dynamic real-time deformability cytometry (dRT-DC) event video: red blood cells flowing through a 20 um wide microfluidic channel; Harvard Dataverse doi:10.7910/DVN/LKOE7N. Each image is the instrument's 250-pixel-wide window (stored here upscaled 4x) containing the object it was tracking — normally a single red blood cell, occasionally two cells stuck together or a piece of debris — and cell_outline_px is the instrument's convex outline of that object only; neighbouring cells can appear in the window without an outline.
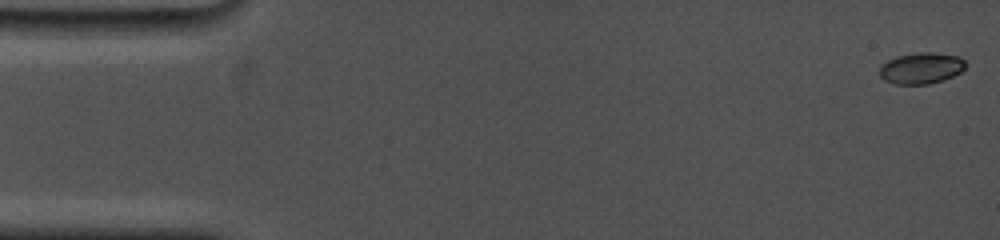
{"species": "common noctule bat (a hibernating species)", "species_latin": "Nyctalus noctula", "temperature_condition": "cold", "stored_images_in_passage": 40, "camera_frame_rate_fps": 5000, "um_per_image_px": 0.085, "animal": {"sex": "female", "body_mass_g": 19.0, "forearm_length_mm": 53.3}, "frame": {"image": 1, "passage_image": 1, "time_ms": 0.0, "image_size_px": [1000, 240], "cell_outline_px": [[964, 68], [960, 72], [952, 76], [928, 84], [896, 84], [884, 80], [880, 76], [880, 64], [896, 56], [920, 52], [932, 52], [960, 56], [964, 60]], "centroid_in_image_um": [78.27, 5.78], "position_along_channel_um": 6.7, "area_um2": 15.55}}
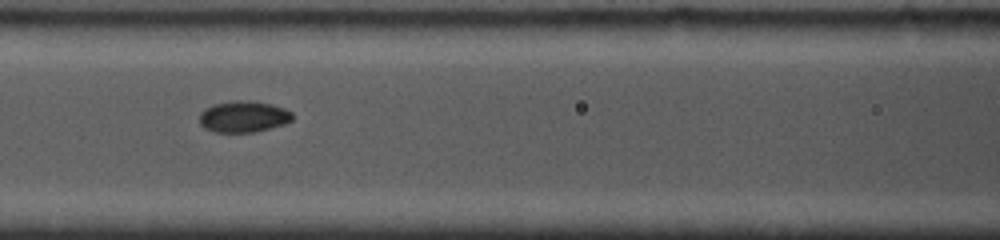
{"frame": {"image": 2, "passage_image": 22, "time_ms": 7.2, "image_size_px": [1000, 240], "cell_outline_px": [[292, 120], [284, 124], [252, 132], [216, 132], [204, 128], [200, 124], [200, 112], [204, 108], [212, 104], [236, 100], [248, 100], [272, 104], [284, 108], [292, 112]], "centroid_in_image_um": [20.67, 9.9], "position_along_channel_um": 145.9, "area_um2": 16.99}}
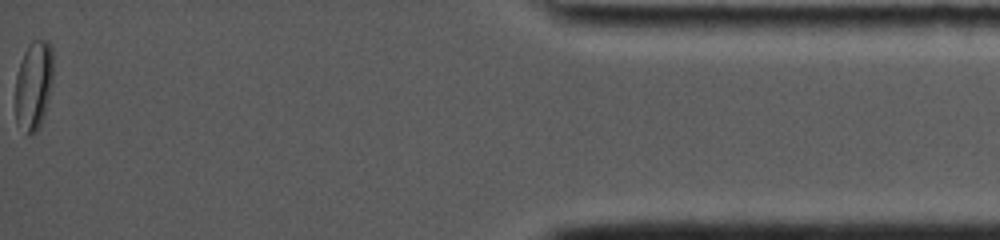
{"frame": {"image": 3, "passage_image": 40, "time_ms": 16.6, "image_size_px": [1000, 240], "cell_outline_px": [[52, 80], [48, 100], [44, 116], [36, 132], [28, 136], [16, 120], [16, 76], [20, 60], [24, 52], [32, 40], [48, 40], [52, 48]], "centroid_in_image_um": [2.86, 7.23], "position_along_channel_um": 432.3, "area_um2": 19.59}, "authors_computed_cell_mechanics": {"area_um2": 16.0684, "velocity_mm_per_s": 3.776, "shape_relaxation_time_tau1_ms": 3.7241, "shape_relaxation_time_tau2_ms": null, "deformation_change_tau1": 0.1062, "deformation_change_tau2": null}}